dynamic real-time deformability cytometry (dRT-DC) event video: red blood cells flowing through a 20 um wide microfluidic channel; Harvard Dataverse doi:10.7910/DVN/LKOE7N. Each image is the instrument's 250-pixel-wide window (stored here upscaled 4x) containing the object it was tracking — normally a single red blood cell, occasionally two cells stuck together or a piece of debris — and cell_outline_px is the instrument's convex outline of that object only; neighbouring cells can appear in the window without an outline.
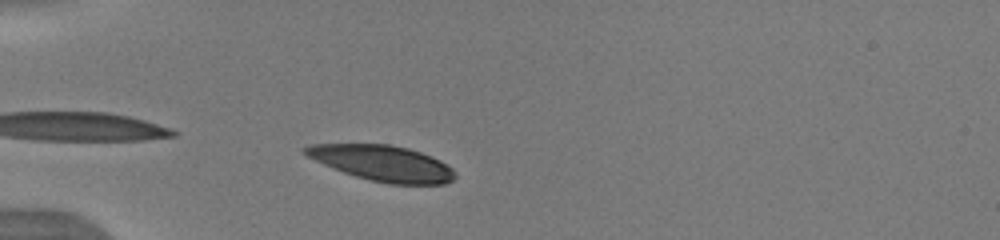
{"species": "human", "species_latin": "Homo sapiens", "temperature_condition": "warm", "stored_images_in_passage": 35, "camera_frame_rate_fps": 3000, "um_per_image_px": 0.085, "donor": {"sex": "male"}, "frame": {"image": 1, "passage_image": 2, "time_ms": 0.333, "image_size_px": [1000, 240], "cell_outline_px": [[456, 176], [452, 180], [444, 184], [388, 184], [356, 176], [344, 172], [324, 164], [300, 152], [300, 148], [308, 144], [388, 144], [408, 148], [420, 152], [440, 160], [452, 168], [456, 172]], "centroid_in_image_um": [32.5, 13.86], "position_along_channel_um": 52.5, "area_um2": 31.04}}
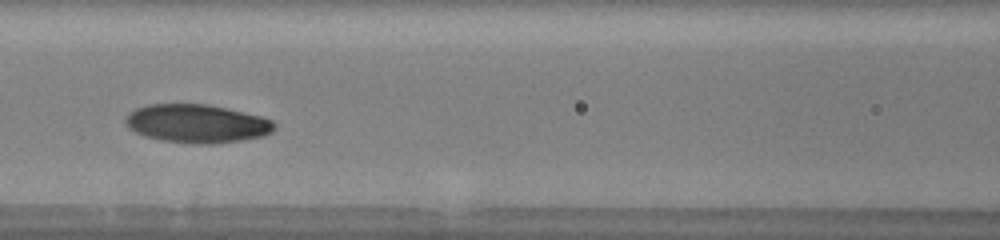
{"frame": {"image": 2, "passage_image": 11, "time_ms": 3.333, "image_size_px": [1000, 240], "cell_outline_px": [[276, 128], [272, 132], [264, 136], [240, 140], [212, 144], [192, 144], [160, 140], [136, 132], [128, 128], [124, 120], [128, 112], [136, 108], [148, 104], [208, 104], [244, 112], [260, 116], [272, 120], [276, 124]], "centroid_in_image_um": [16.74, 10.5], "position_along_channel_um": 149.9, "area_um2": 33.47}}
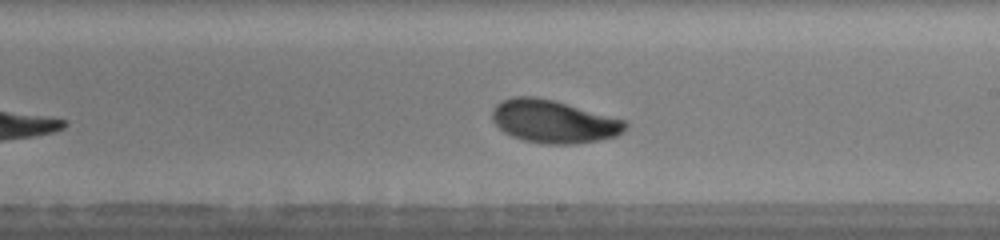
{"frame": {"image": 3, "passage_image": 18, "time_ms": 5.667, "image_size_px": [1000, 240], "cell_outline_px": [[628, 128], [624, 132], [616, 136], [576, 144], [544, 144], [524, 140], [512, 136], [504, 132], [492, 120], [492, 112], [496, 104], [512, 96], [536, 96], [552, 100], [624, 120], [628, 124]], "centroid_in_image_um": [47.05, 10.33], "position_along_channel_um": 242.0, "area_um2": 33.0}, "authors_computed_cell_mechanics": {"area_um2": 32.368, "velocity_mm_per_s": 3.9521, "shape_relaxation_time_tau1_ms": 2.5126, "shape_relaxation_time_tau2_ms": 4.0883, "deformation_change_tau1": 0.139, "deformation_change_tau2": 0.1036}}